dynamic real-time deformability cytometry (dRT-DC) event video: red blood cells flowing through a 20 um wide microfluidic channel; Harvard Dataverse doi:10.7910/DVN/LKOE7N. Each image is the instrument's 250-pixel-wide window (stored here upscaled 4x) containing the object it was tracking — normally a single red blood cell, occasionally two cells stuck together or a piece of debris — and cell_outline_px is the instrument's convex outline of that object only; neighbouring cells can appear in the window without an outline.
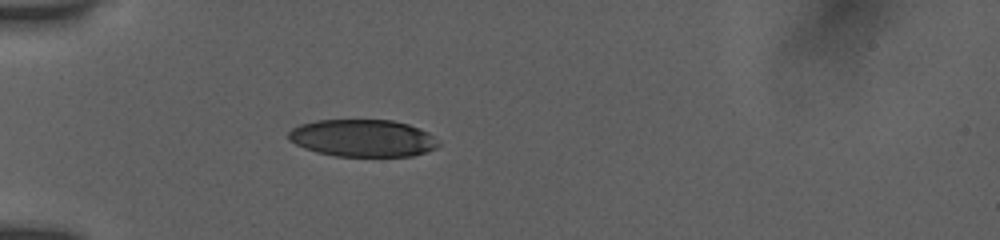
{"species": "human", "species_latin": "Homo sapiens", "temperature_condition": "room temperature", "stored_images_in_passage": 23, "camera_frame_rate_fps": 3000, "um_per_image_px": 0.085, "donor": {"sex": "female"}, "frame": {"image": 1, "passage_image": 1, "time_ms": 0.0, "image_size_px": [1000, 240], "cell_outline_px": [[440, 144], [436, 148], [412, 156], [336, 156], [316, 152], [304, 148], [288, 140], [288, 132], [292, 128], [300, 124], [316, 120], [392, 120], [408, 124], [420, 128], [428, 132], [440, 140]], "centroid_in_image_um": [30.84, 11.74], "position_along_channel_um": 54.2, "area_um2": 32.77}}
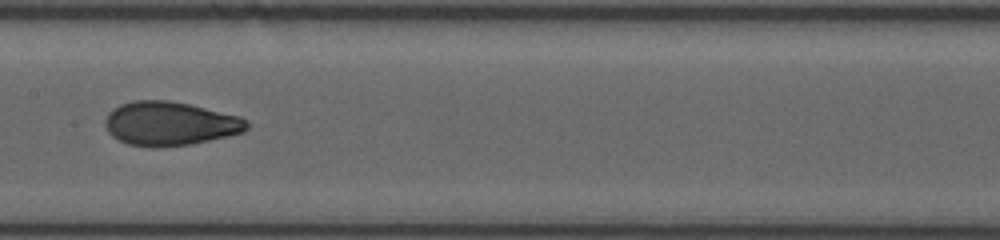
{"frame": {"image": 2, "passage_image": 12, "time_ms": 4.0, "image_size_px": [1000, 240], "cell_outline_px": [[248, 128], [244, 132], [208, 140], [188, 144], [160, 148], [152, 148], [128, 144], [112, 136], [108, 132], [104, 124], [104, 120], [108, 112], [112, 108], [120, 104], [132, 100], [168, 100], [192, 104], [240, 116], [248, 120]], "centroid_in_image_um": [14.42, 10.49], "position_along_channel_um": 193.0, "area_um2": 36.65}}
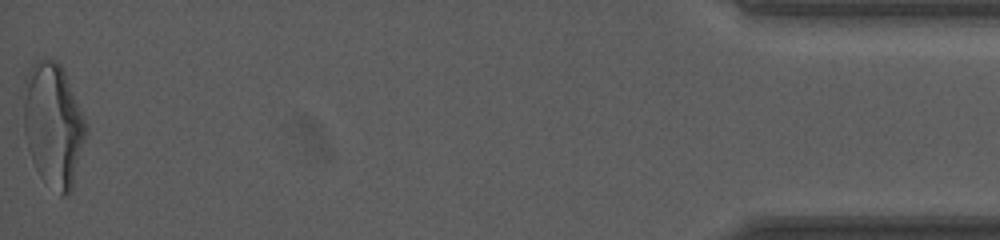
{"frame": {"image": 3, "passage_image": 23, "time_ms": 12.333, "image_size_px": [1000, 240], "cell_outline_px": [[88, 132], [72, 188], [64, 196], [60, 196], [40, 176], [32, 160], [28, 148], [24, 132], [20, 96], [20, 88], [32, 64], [36, 60], [44, 56], [56, 60], [60, 64], [64, 72], [88, 124]], "centroid_in_image_um": [4.49, 10.55], "position_along_channel_um": 430.7, "area_um2": 46.12}, "authors_computed_cell_mechanics": {"area_um2": 36.0094, "velocity_mm_per_s": 3.8888, "shape_relaxation_time_tau1_ms": 4.1519, "shape_relaxation_time_tau2_ms": 0.9095, "deformation_change_tau1": 0.1877, "deformation_change_tau2": 0.0602}}